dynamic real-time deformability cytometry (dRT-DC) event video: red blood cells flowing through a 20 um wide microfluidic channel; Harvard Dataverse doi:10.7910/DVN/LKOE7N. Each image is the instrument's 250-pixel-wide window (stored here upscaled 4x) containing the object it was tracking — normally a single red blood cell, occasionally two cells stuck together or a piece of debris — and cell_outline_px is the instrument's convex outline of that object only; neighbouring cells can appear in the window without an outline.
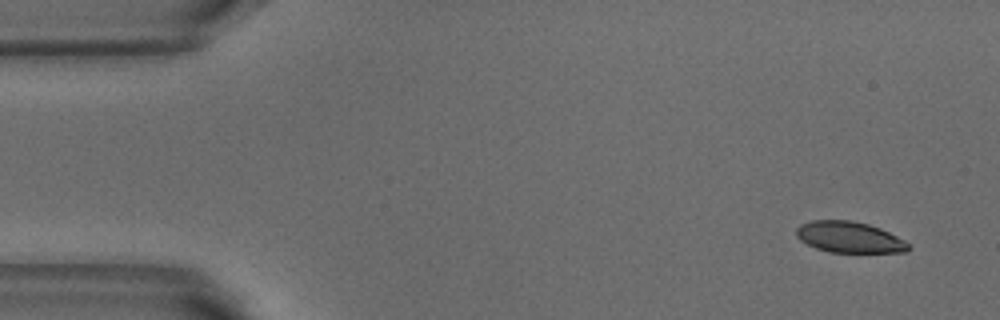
{"species": "common noctule bat (a hibernating species)", "species_latin": "Nyctalus noctula", "temperature_condition": "warm", "stored_images_in_passage": 5, "camera_frame_rate_fps": 3000, "um_per_image_px": 0.085, "animal": {"sex": "male", "body_mass_g": 18.8}, "frame": {"image": 1, "passage_image": 1, "time_ms": 0.0, "image_size_px": [1000, 320], "cell_outline_px": [[912, 248], [908, 252], [828, 252], [816, 248], [800, 240], [796, 236], [796, 228], [800, 224], [812, 220], [852, 220], [868, 224], [880, 228], [904, 240]], "centroid_in_image_um": [72.19, 20.16], "position_along_channel_um": 12.8, "area_um2": 20.35}}